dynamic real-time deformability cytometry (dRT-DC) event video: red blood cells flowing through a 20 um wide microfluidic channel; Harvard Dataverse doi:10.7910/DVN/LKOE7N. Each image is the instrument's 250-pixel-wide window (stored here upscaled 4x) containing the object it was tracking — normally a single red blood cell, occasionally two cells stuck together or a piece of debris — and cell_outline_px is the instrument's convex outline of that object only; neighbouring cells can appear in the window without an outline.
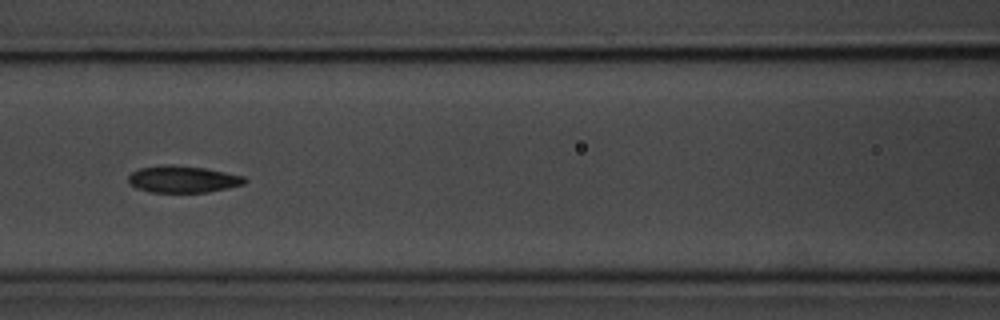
{"species": "common noctule bat (a hibernating species)", "species_latin": "Nyctalus noctula", "temperature_condition": "room temperature", "stored_images_in_passage": 5, "camera_frame_rate_fps": 3000, "um_per_image_px": 0.085, "animal": {"sex": "male", "body_mass_g": 20.1, "forearm_length_mm": 53.5}, "frame": {"image": 1, "passage_image": 3, "time_ms": 2.333, "image_size_px": [1000, 320], "cell_outline_px": [[248, 180], [244, 184], [228, 188], [208, 192], [148, 192], [136, 188], [128, 184], [128, 176], [132, 172], [140, 168], [168, 164], [204, 168], [244, 176]], "centroid_in_image_um": [15.52, 15.24], "position_along_channel_um": 151.1, "area_um2": 18.21}}
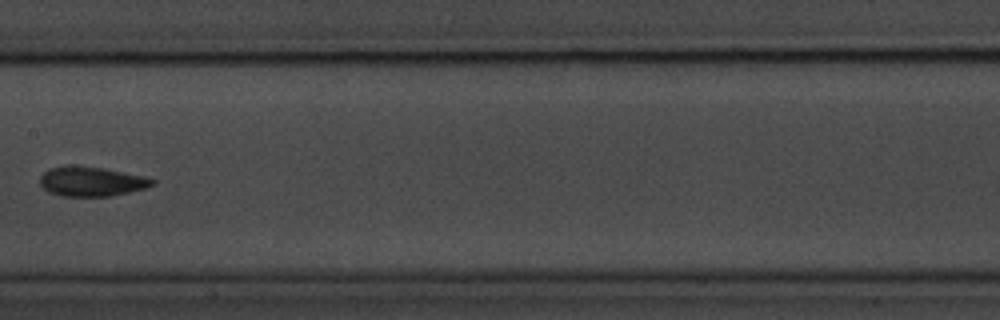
{"frame": {"image": 2, "passage_image": 4, "time_ms": 3.667, "image_size_px": [1000, 320], "cell_outline_px": [[156, 184], [144, 188], [112, 196], [60, 196], [48, 192], [40, 184], [40, 176], [48, 168], [104, 168], [144, 176], [156, 180]], "centroid_in_image_um": [7.81, 15.46], "position_along_channel_um": 199.6, "area_um2": 18.79}}
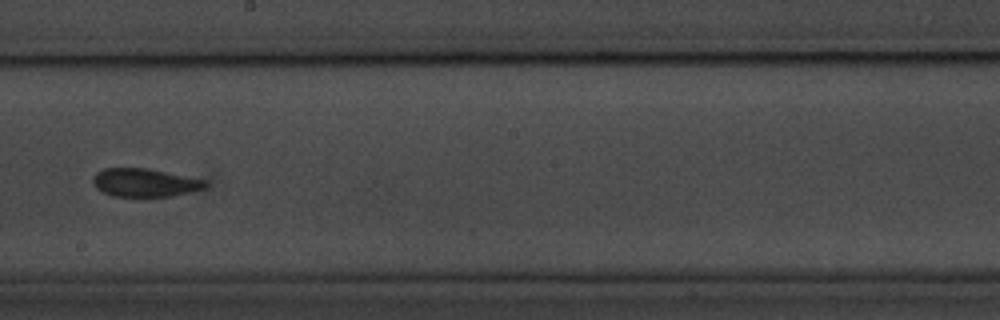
{"frame": {"image": 3, "passage_image": 5, "time_ms": 4.667, "image_size_px": [1000, 320], "cell_outline_px": [[208, 184], [204, 188], [172, 196], [112, 196], [100, 192], [96, 188], [92, 180], [92, 176], [96, 172], [104, 168], [148, 168], [208, 180]], "centroid_in_image_um": [12.28, 15.51], "position_along_channel_um": 235.9, "area_um2": 18.67}}